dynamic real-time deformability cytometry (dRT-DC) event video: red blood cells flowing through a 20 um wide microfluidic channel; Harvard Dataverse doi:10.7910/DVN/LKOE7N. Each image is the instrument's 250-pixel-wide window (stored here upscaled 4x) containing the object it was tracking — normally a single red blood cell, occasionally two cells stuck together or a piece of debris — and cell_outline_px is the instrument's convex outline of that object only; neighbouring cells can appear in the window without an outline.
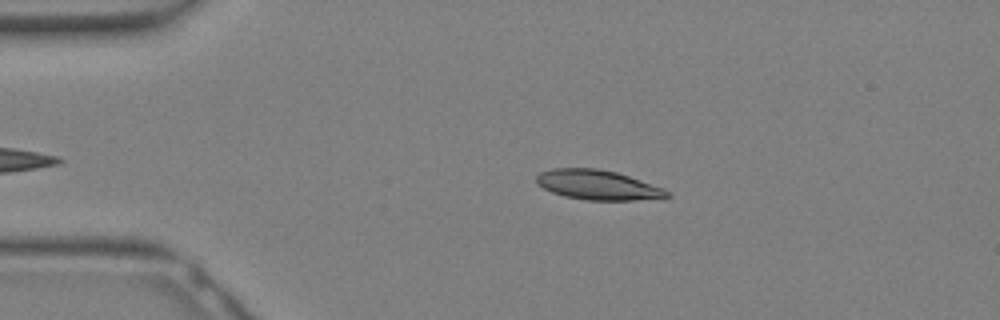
{"species": "Egyptian fruit bat (a non-hibernating species)", "species_latin": "Rousettus aegyptiacus", "temperature_condition": "warm", "stored_images_in_passage": 10, "camera_frame_rate_fps": 3000, "um_per_image_px": 0.085, "animal": {"sex": "female"}, "frame": {"image": 1, "passage_image": 5, "time_ms": 1.333, "image_size_px": [1000, 320], "cell_outline_px": [[672, 196], [636, 200], [588, 200], [564, 196], [552, 192], [536, 184], [536, 176], [540, 172], [552, 168], [600, 168], [616, 172], [664, 188]], "centroid_in_image_um": [50.77, 15.71], "position_along_channel_um": 34.2, "area_um2": 22.54}}
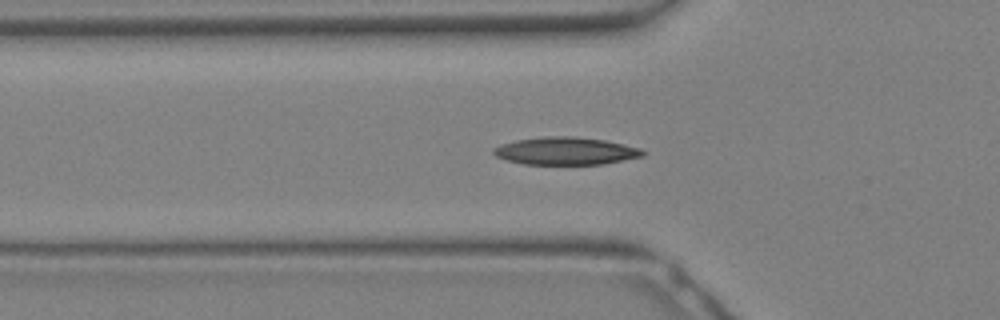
{"frame": {"image": 2, "passage_image": 9, "time_ms": 2.667, "image_size_px": [1000, 320], "cell_outline_px": [[644, 156], [600, 164], [524, 164], [508, 160], [496, 156], [492, 152], [492, 148], [500, 144], [516, 140], [544, 136], [572, 136], [604, 140], [624, 144], [640, 148], [644, 152]], "centroid_in_image_um": [48.05, 12.82], "position_along_channel_um": 77.8, "area_um2": 23.87}}